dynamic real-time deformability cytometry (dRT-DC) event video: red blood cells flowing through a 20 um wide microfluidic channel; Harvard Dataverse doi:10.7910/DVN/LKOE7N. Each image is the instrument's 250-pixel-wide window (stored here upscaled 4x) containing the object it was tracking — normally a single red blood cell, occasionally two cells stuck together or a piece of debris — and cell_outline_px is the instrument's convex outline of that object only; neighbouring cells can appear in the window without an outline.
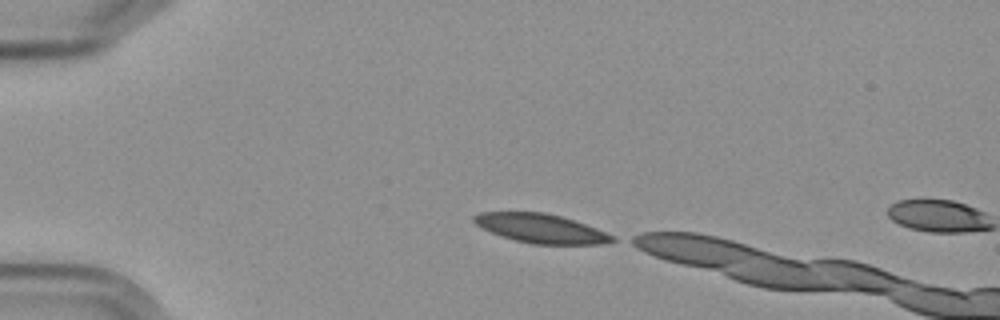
{"species": "Egyptian fruit bat (a non-hibernating species)", "species_latin": "Rousettus aegyptiacus", "temperature_condition": "cold", "stored_images_in_passage": 2, "camera_frame_rate_fps": 3000, "um_per_image_px": 0.085, "frame": {"image": 1, "passage_image": 1, "time_ms": 0.0, "image_size_px": [1000, 320], "cell_outline_px": [[616, 240], [604, 244], [532, 244], [516, 240], [492, 232], [476, 224], [472, 220], [472, 216], [480, 212], [544, 212], [560, 216], [596, 228], [616, 236]], "centroid_in_image_um": [46.0, 19.41], "position_along_channel_um": 39.0, "area_um2": 23.18}}